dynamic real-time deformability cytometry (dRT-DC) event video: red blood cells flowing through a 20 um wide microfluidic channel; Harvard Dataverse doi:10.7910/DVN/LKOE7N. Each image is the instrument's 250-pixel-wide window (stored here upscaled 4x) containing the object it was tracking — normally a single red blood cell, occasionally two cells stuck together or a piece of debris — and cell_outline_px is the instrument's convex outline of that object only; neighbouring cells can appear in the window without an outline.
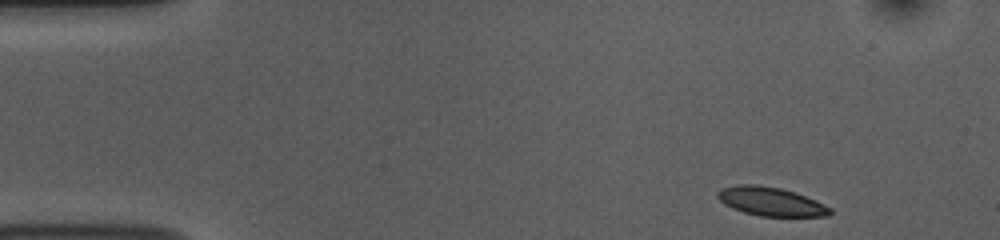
{"species": "common noctule bat (a hibernating species)", "species_latin": "Nyctalus noctula", "temperature_condition": "room temperature", "stored_images_in_passage": 49, "camera_frame_rate_fps": 3000, "um_per_image_px": 0.085, "animal": {"sex": "female", "body_mass_g": 10.0, "forearm_length_mm": 53.1}, "frame": {"image": 1, "passage_image": 1, "time_ms": 0.0, "image_size_px": [1000, 240], "cell_outline_px": [[832, 212], [828, 216], [760, 216], [744, 212], [732, 208], [724, 204], [716, 196], [716, 192], [720, 188], [740, 184], [756, 184], [780, 188], [816, 200], [832, 208]], "centroid_in_image_um": [65.49, 17.13], "position_along_channel_um": 19.5, "area_um2": 18.79}}
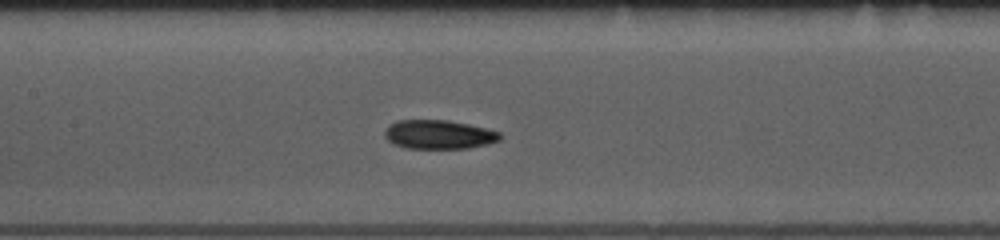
{"frame": {"image": 2, "passage_image": 20, "time_ms": 6.333, "image_size_px": [1000, 240], "cell_outline_px": [[504, 136], [500, 140], [488, 144], [468, 148], [404, 148], [392, 144], [384, 136], [384, 128], [388, 124], [396, 120], [448, 120], [468, 124], [500, 132]], "centroid_in_image_um": [37.26, 11.43], "position_along_channel_um": 170.1, "area_um2": 19.71}}
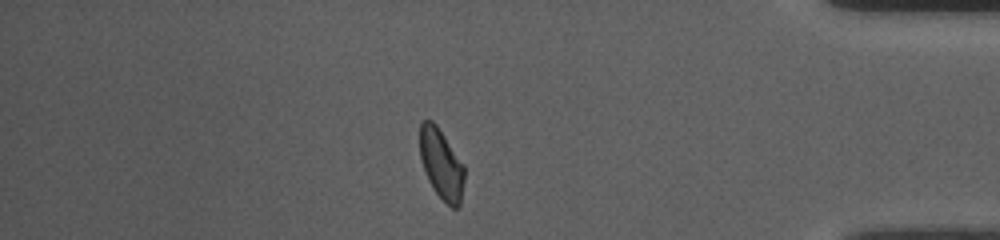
{"frame": {"image": 3, "passage_image": 41, "time_ms": 13.333, "image_size_px": [1000, 240], "cell_outline_px": [[464, 180], [460, 204], [456, 208], [452, 208], [432, 188], [424, 172], [420, 156], [420, 120], [432, 120], [436, 124], [464, 164]], "centroid_in_image_um": [37.5, 13.92], "position_along_channel_um": 397.7, "area_um2": 18.21}, "authors_computed_cell_mechanics": {"area_um2": 19.3052, "velocity_mm_per_s": 3.7393, "shape_relaxation_time_tau1_ms": 6.9727, "shape_relaxation_time_tau2_ms": 4.9312, "deformation_change_tau1": 0.1291, "deformation_change_tau2": 0.0803}}